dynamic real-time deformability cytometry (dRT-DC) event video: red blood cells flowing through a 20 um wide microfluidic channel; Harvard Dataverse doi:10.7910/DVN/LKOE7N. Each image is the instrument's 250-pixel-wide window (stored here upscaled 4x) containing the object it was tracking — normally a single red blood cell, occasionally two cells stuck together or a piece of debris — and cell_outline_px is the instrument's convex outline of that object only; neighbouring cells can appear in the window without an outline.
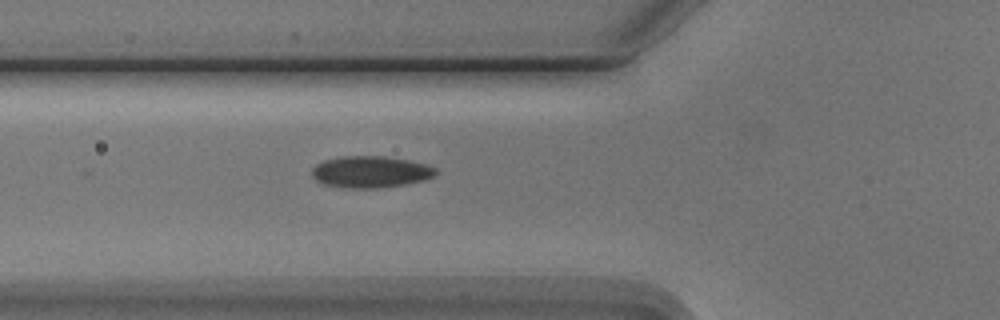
{"species": "Egyptian fruit bat (a non-hibernating species)", "species_latin": "Rousettus aegyptiacus", "temperature_condition": "cold", "stored_images_in_passage": 5, "camera_frame_rate_fps": 3000, "um_per_image_px": 0.085, "animal": {"sex": "male"}, "frame": {"image": 1, "passage_image": 5, "time_ms": 5.667, "image_size_px": [1000, 320], "cell_outline_px": [[440, 172], [436, 176], [424, 180], [404, 184], [376, 188], [348, 188], [324, 184], [316, 180], [312, 176], [312, 168], [316, 164], [324, 160], [340, 156], [384, 156], [408, 160], [428, 164], [436, 168]], "centroid_in_image_um": [31.53, 14.6], "position_along_channel_um": 94.3, "area_um2": 23.0}}